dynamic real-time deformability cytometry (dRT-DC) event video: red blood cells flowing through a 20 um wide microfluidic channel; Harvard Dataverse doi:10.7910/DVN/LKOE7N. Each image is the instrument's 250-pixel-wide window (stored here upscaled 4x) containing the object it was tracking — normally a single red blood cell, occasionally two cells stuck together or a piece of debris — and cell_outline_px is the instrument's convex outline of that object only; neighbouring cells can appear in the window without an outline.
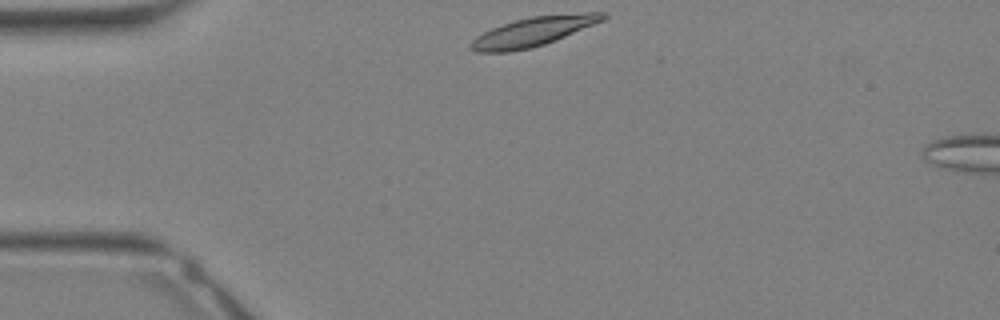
{"species": "Egyptian fruit bat (a non-hibernating species)", "species_latin": "Rousettus aegyptiacus", "temperature_condition": "warm", "stored_images_in_passage": 3, "camera_frame_rate_fps": 3000, "um_per_image_px": 0.085, "animal": {"sex": "female"}, "frame": {"image": 1, "passage_image": 1, "time_ms": 0.0, "image_size_px": [1000, 320], "cell_outline_px": [[608, 16], [604, 20], [544, 44], [532, 48], [508, 52], [476, 52], [468, 48], [468, 44], [476, 36], [492, 28], [516, 20], [532, 16], [584, 12], [604, 12]], "centroid_in_image_um": [45.3, 2.69], "position_along_channel_um": 39.7, "area_um2": 22.31}}